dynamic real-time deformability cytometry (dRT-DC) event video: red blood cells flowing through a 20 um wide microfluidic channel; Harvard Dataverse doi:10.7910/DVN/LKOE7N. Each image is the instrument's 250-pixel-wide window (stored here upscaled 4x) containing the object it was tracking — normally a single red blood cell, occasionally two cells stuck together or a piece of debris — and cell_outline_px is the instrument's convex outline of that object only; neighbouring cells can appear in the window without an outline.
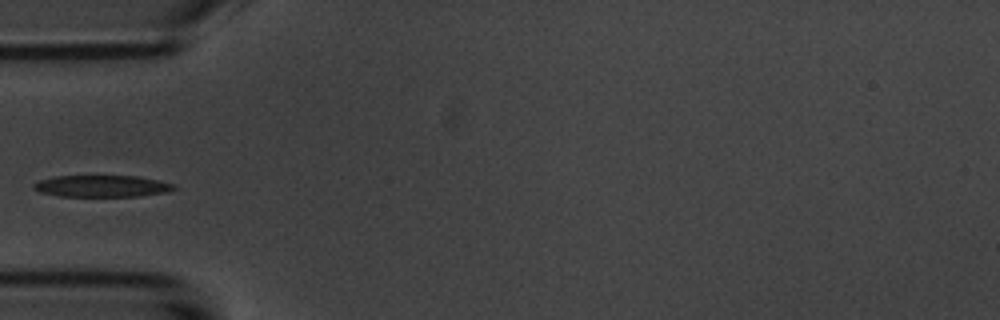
{"species": "common noctule bat (a hibernating species)", "species_latin": "Nyctalus noctula", "temperature_condition": "room temperature", "stored_images_in_passage": 6, "camera_frame_rate_fps": 3000, "um_per_image_px": 0.085, "animal": {"sex": "male", "body_mass_g": 20.1, "forearm_length_mm": 53.5}, "frame": {"image": 1, "passage_image": 5, "time_ms": 4.667, "image_size_px": [1000, 320], "cell_outline_px": [[176, 188], [168, 192], [140, 196], [60, 196], [40, 192], [32, 188], [32, 184], [40, 180], [56, 176], [140, 176], [160, 180], [176, 184]], "centroid_in_image_um": [8.71, 15.81], "position_along_channel_um": 76.3, "area_um2": 17.86}}
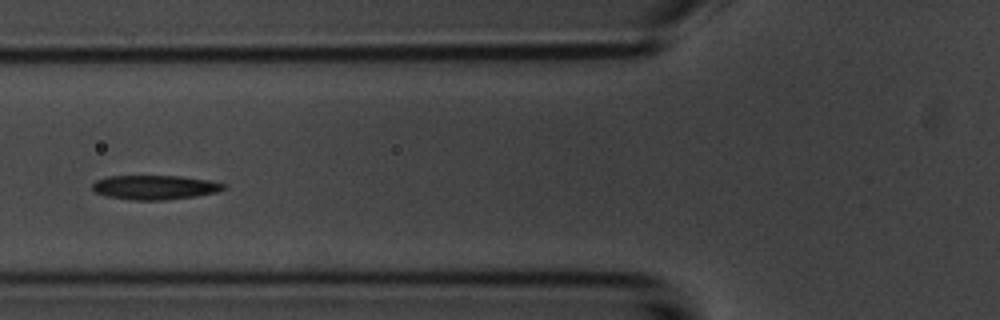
{"frame": {"image": 2, "passage_image": 6, "time_ms": 5.667, "image_size_px": [1000, 320], "cell_outline_px": [[224, 188], [216, 192], [196, 196], [164, 200], [132, 200], [108, 196], [96, 192], [92, 188], [92, 184], [96, 180], [108, 176], [180, 176], [212, 180], [224, 184]], "centroid_in_image_um": [13.16, 15.92], "position_along_channel_um": 112.6, "area_um2": 18.5}}